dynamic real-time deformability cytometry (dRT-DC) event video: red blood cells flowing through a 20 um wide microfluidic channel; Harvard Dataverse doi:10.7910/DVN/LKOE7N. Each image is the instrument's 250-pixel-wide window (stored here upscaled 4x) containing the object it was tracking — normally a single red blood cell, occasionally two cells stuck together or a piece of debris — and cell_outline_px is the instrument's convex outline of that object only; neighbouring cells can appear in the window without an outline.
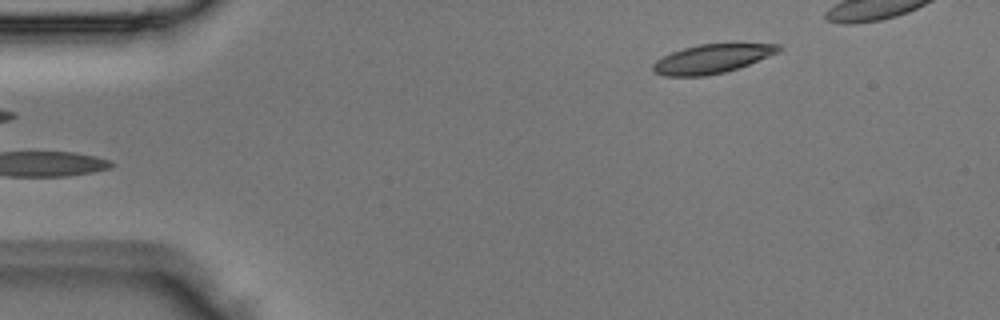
{"species": "Egyptian fruit bat (a non-hibernating species)", "species_latin": "Rousettus aegyptiacus", "temperature_condition": "room temperature", "stored_images_in_passage": 4, "camera_frame_rate_fps": 3000, "um_per_image_px": 0.085, "animal": {"sex": "male"}, "frame": {"image": 1, "passage_image": 4, "time_ms": 1.0, "image_size_px": [1000, 320], "cell_outline_px": [[784, 48], [780, 52], [748, 64], [724, 72], [704, 76], [664, 76], [656, 72], [652, 68], [652, 64], [656, 60], [672, 52], [684, 48], [700, 44], [780, 44]], "centroid_in_image_um": [60.53, 4.99], "position_along_channel_um": 24.5, "area_um2": 20.92}}